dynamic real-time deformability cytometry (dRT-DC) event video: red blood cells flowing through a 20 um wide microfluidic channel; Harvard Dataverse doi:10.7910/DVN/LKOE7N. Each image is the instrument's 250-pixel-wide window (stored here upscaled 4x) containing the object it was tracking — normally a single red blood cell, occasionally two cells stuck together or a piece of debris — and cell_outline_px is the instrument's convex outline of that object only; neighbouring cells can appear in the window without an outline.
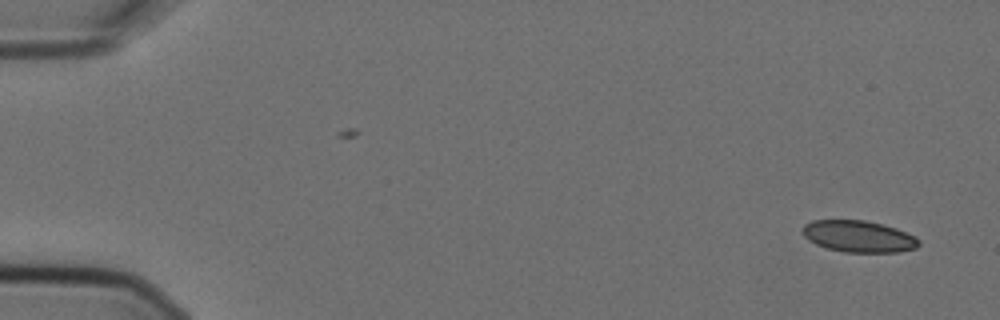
{"species": "Egyptian fruit bat (a non-hibernating species)", "species_latin": "Rousettus aegyptiacus", "temperature_condition": "cold", "stored_images_in_passage": 3, "camera_frame_rate_fps": 3000, "um_per_image_px": 0.085, "animal": {"sex": "female"}, "frame": {"image": 1, "passage_image": 3, "time_ms": 0.667, "image_size_px": [1000, 320], "cell_outline_px": [[920, 244], [916, 248], [900, 252], [844, 252], [828, 248], [816, 244], [808, 240], [804, 236], [800, 228], [804, 224], [812, 220], [864, 220], [896, 228], [916, 236], [920, 240]], "centroid_in_image_um": [72.98, 20.09], "position_along_channel_um": 12.0, "area_um2": 21.56}}